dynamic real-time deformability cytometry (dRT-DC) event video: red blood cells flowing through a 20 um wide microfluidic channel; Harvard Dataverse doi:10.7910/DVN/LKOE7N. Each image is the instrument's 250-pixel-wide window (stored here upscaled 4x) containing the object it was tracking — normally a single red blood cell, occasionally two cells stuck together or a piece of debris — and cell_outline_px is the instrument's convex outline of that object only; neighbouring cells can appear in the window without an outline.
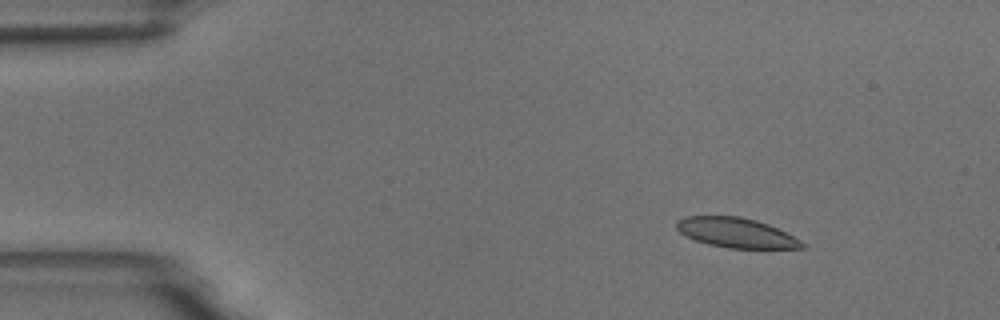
{"species": "common noctule bat (a hibernating species)", "species_latin": "Nyctalus noctula", "temperature_condition": "room temperature", "stored_images_in_passage": 15, "camera_frame_rate_fps": 3000, "um_per_image_px": 0.085, "animal": {"sex": "male", "body_mass_g": 18.8}, "frame": {"image": 1, "passage_image": 3, "time_ms": 2.0, "image_size_px": [1000, 320], "cell_outline_px": [[808, 248], [728, 248], [708, 244], [696, 240], [680, 232], [676, 228], [676, 220], [684, 216], [740, 216], [756, 220], [768, 224], [800, 240]], "centroid_in_image_um": [62.55, 19.77], "position_along_channel_um": 22.5, "area_um2": 21.62}}
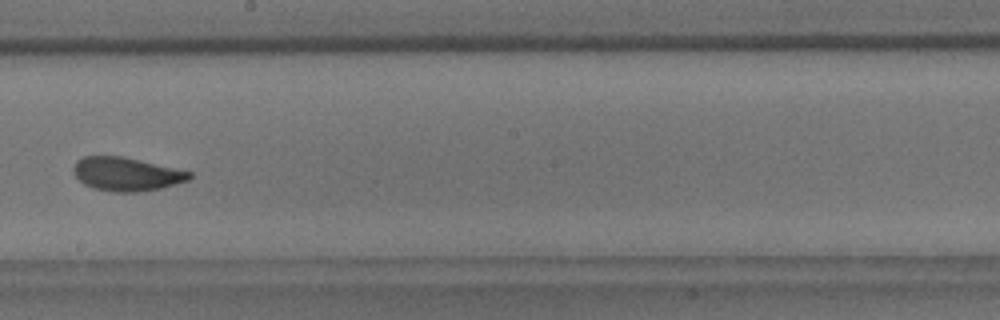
{"frame": {"image": 2, "passage_image": 9, "time_ms": 10.0, "image_size_px": [1000, 320], "cell_outline_px": [[192, 176], [188, 180], [176, 184], [160, 188], [136, 192], [116, 192], [92, 188], [84, 184], [76, 176], [72, 168], [76, 160], [84, 156], [124, 156], [192, 172]], "centroid_in_image_um": [10.73, 14.79], "position_along_channel_um": 237.5, "area_um2": 22.66}}
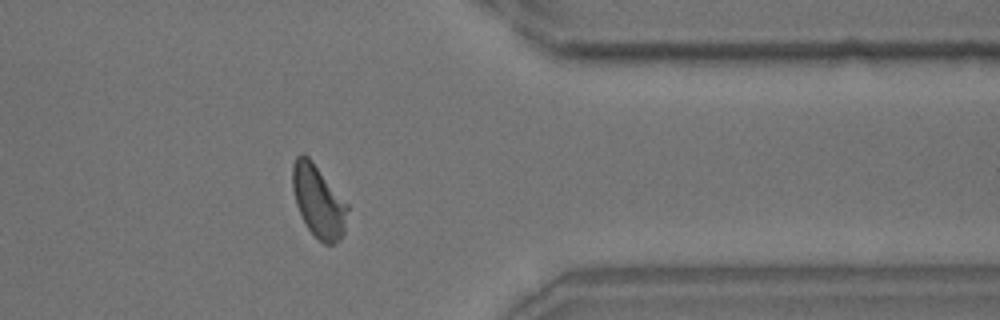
{"frame": {"image": 3, "passage_image": 13, "time_ms": 14.333, "image_size_px": [1000, 320], "cell_outline_px": [[348, 208], [344, 236], [340, 240], [332, 244], [324, 244], [308, 228], [296, 204], [292, 188], [292, 164], [296, 156], [300, 152], [304, 152], [312, 160], [348, 204]], "centroid_in_image_um": [27.06, 17.07], "position_along_channel_um": 384.3, "area_um2": 23.24}, "authors_computed_cell_mechanics": {"area_um2": 22.7732, "velocity_mm_per_s": 3.6917, "shape_relaxation_time_tau1_ms": 1.9121, "shape_relaxation_time_tau2_ms": 0.0797, "deformation_change_tau1": 0.0942, "deformation_change_tau2": 0.0505}}